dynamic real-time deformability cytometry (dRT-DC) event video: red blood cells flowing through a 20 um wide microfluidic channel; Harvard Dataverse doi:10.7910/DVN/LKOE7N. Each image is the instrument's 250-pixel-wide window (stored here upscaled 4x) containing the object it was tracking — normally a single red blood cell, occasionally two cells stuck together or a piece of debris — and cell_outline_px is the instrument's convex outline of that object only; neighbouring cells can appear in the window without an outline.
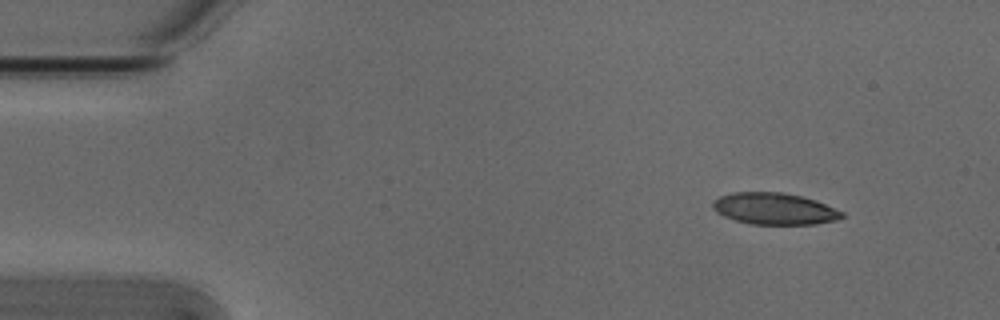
{"species": "Egyptian fruit bat (a non-hibernating species)", "species_latin": "Rousettus aegyptiacus", "temperature_condition": "cold", "stored_images_in_passage": 48, "camera_frame_rate_fps": 3000, "um_per_image_px": 0.085, "animal": {"sex": "male"}, "frame": {"image": 1, "passage_image": 1, "time_ms": 0.0, "image_size_px": [1000, 320], "cell_outline_px": [[844, 216], [836, 220], [816, 224], [752, 224], [736, 220], [724, 216], [716, 212], [712, 208], [712, 200], [720, 196], [732, 192], [784, 192], [816, 200], [844, 212]], "centroid_in_image_um": [65.81, 17.73], "position_along_channel_um": 19.2, "area_um2": 23.87}}
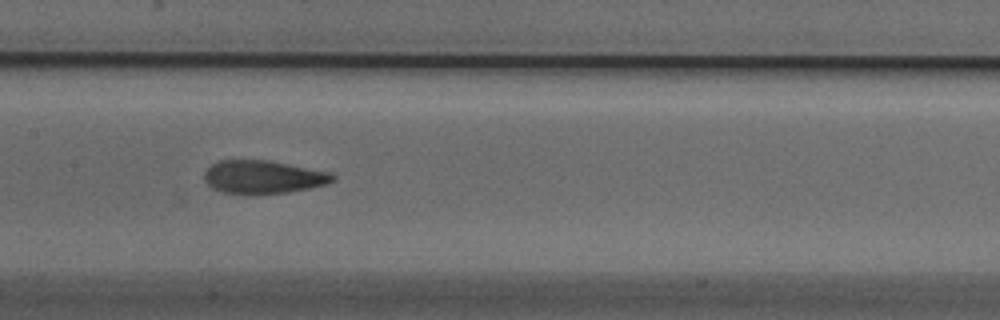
{"frame": {"image": 2, "passage_image": 21, "time_ms": 6.667, "image_size_px": [1000, 320], "cell_outline_px": [[336, 180], [328, 184], [288, 192], [248, 196], [244, 196], [224, 192], [212, 188], [204, 180], [204, 172], [212, 164], [220, 160], [268, 160], [332, 172], [336, 176]], "centroid_in_image_um": [22.38, 15.07], "position_along_channel_um": 185.0, "area_um2": 25.37}}
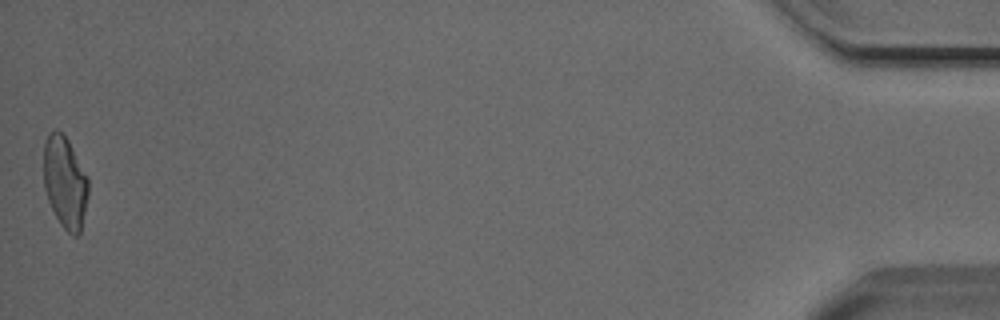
{"frame": {"image": 3, "passage_image": 48, "time_ms": 15.667, "image_size_px": [1000, 320], "cell_outline_px": [[88, 196], [80, 232], [76, 236], [72, 236], [60, 224], [48, 200], [44, 188], [44, 144], [52, 128], [56, 128], [68, 140], [88, 176]], "centroid_in_image_um": [5.53, 15.48], "position_along_channel_um": 429.7, "area_um2": 23.87}, "authors_computed_cell_mechanics": {"area_um2": 24.5072, "velocity_mm_per_s": 3.837, "shape_relaxation_time_tau1_ms": 5.0785, "shape_relaxation_time_tau2_ms": 1.2257, "deformation_change_tau1": 0.1675, "deformation_change_tau2": 0.077}}